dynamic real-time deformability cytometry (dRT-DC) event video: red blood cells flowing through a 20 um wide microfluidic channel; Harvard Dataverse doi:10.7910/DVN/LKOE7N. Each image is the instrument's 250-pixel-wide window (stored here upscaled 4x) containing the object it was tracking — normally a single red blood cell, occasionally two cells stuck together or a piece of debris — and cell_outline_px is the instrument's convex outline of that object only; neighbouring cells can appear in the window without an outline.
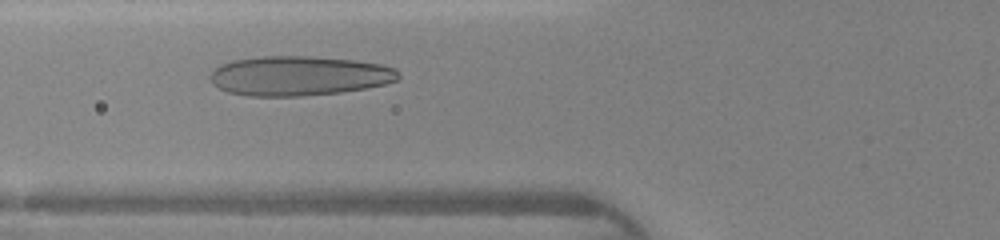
{"species": "human", "species_latin": "Homo sapiens", "temperature_condition": "warm", "stored_images_in_passage": 25, "camera_frame_rate_fps": 3000, "um_per_image_px": 0.085, "donor": {"sex": "female"}, "frame": {"image": 1, "passage_image": 5, "time_ms": 1.333, "image_size_px": [1000, 240], "cell_outline_px": [[400, 76], [396, 80], [384, 84], [368, 88], [340, 92], [300, 96], [248, 96], [228, 92], [212, 84], [212, 72], [220, 64], [232, 60], [260, 56], [308, 56], [352, 60], [380, 64], [396, 68], [400, 72]], "centroid_in_image_um": [25.42, 6.44], "position_along_channel_um": 100.4, "area_um2": 43.41}}
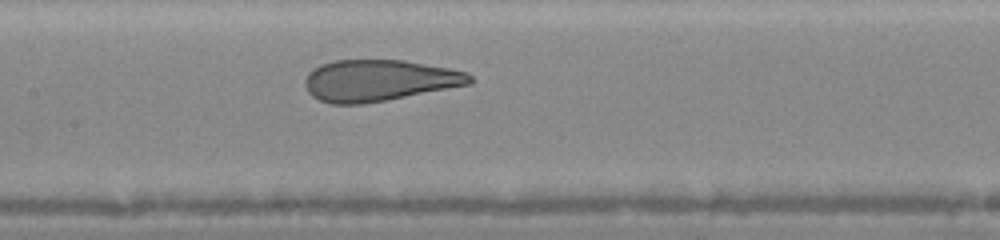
{"frame": {"image": 2, "passage_image": 10, "time_ms": 3.0, "image_size_px": [1000, 240], "cell_outline_px": [[472, 84], [384, 100], [360, 104], [332, 104], [320, 100], [312, 96], [308, 92], [304, 84], [304, 80], [308, 72], [320, 64], [332, 60], [404, 60], [448, 68], [468, 72], [472, 76]], "centroid_in_image_um": [32.19, 6.83], "position_along_channel_um": 175.2, "area_um2": 39.71}}
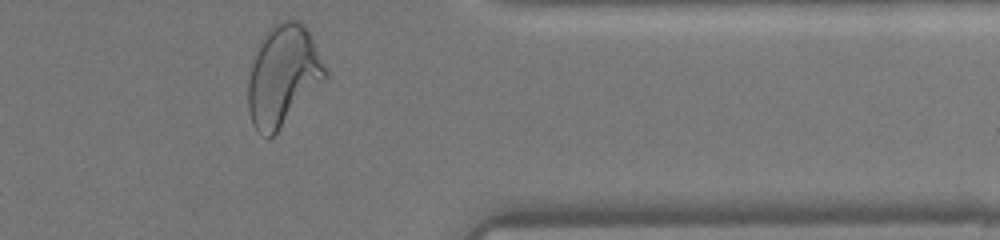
{"frame": {"image": 3, "passage_image": 25, "time_ms": 8.0, "image_size_px": [1000, 240], "cell_outline_px": [[328, 80], [268, 140], [252, 124], [248, 108], [248, 80], [256, 44], [264, 32], [272, 24], [280, 20], [300, 20], [304, 24], [328, 68]], "centroid_in_image_um": [24.08, 6.38], "position_along_channel_um": 387.3, "area_um2": 46.12}}